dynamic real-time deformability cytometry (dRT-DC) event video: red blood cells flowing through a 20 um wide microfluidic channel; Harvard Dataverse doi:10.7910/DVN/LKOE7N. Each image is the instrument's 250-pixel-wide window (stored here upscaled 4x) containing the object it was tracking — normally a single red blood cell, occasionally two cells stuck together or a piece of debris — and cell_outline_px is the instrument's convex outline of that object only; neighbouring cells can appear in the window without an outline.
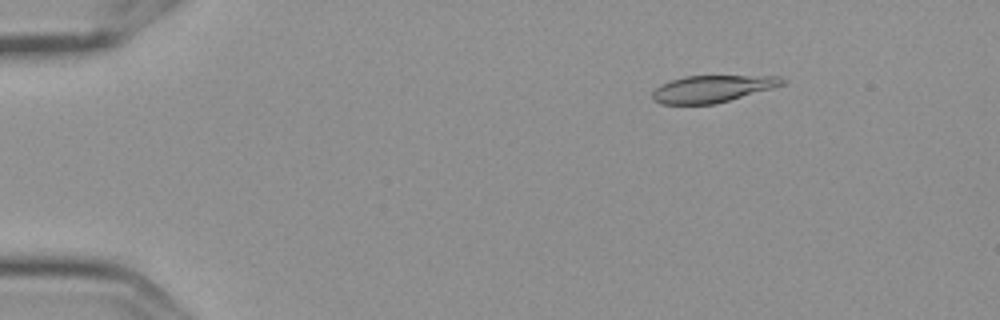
{"species": "Egyptian fruit bat (a non-hibernating species)", "species_latin": "Rousettus aegyptiacus", "temperature_condition": "cold", "stored_images_in_passage": 9, "camera_frame_rate_fps": 3000, "um_per_image_px": 0.085, "frame": {"image": 1, "passage_image": 3, "time_ms": 0.667, "image_size_px": [1000, 320], "cell_outline_px": [[788, 80], [784, 84], [772, 88], [716, 104], [660, 104], [652, 100], [652, 92], [660, 84], [684, 76], [780, 76]], "centroid_in_image_um": [60.54, 7.55], "position_along_channel_um": 24.5, "area_um2": 20.46}}
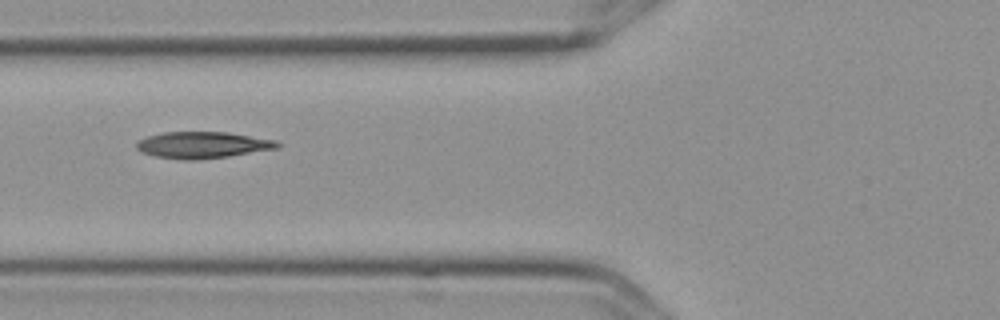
{"frame": {"image": 2, "passage_image": 7, "time_ms": 2.0, "image_size_px": [1000, 320], "cell_outline_px": [[284, 144], [280, 148], [228, 156], [196, 160], [184, 160], [156, 156], [140, 152], [136, 148], [136, 144], [140, 140], [148, 136], [164, 132], [228, 132], [276, 140]], "centroid_in_image_um": [17.27, 12.32], "position_along_channel_um": 108.5, "area_um2": 21.85}}
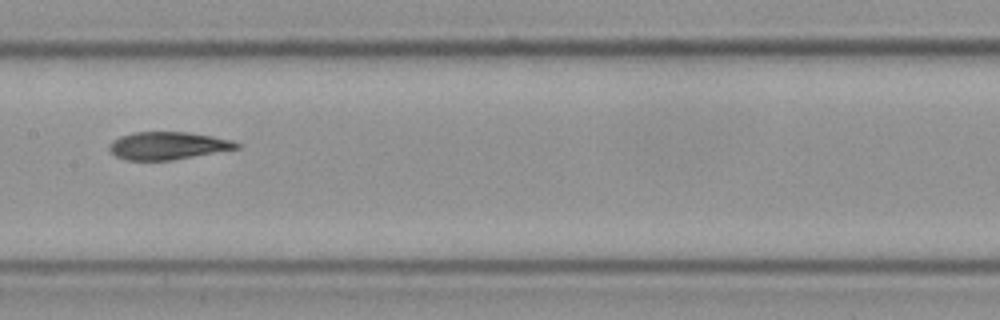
{"frame": {"image": 3, "passage_image": 9, "time_ms": 2.667, "image_size_px": [1000, 320], "cell_outline_px": [[240, 148], [172, 160], [124, 160], [116, 156], [108, 148], [112, 140], [120, 136], [132, 132], [188, 132], [212, 136], [232, 140], [240, 144]], "centroid_in_image_um": [14.25, 12.38], "position_along_channel_um": 193.1, "area_um2": 20.52}}